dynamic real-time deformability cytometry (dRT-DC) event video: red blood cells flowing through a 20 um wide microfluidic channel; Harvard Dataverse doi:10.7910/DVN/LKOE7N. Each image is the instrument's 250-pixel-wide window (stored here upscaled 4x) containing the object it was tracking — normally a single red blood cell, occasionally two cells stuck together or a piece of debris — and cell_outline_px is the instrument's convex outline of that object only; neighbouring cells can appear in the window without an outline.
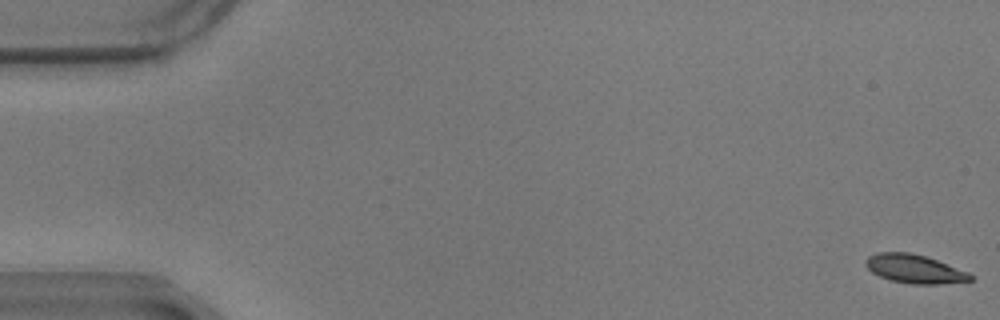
{"species": "common noctule bat (a hibernating species)", "species_latin": "Nyctalus noctula", "temperature_condition": "warm", "stored_images_in_passage": 59, "camera_frame_rate_fps": 3000, "um_per_image_px": 0.085, "animal": {"sex": "male", "body_mass_g": 17.9}, "frame": {"image": 1, "passage_image": 1, "time_ms": 0.0, "image_size_px": [1000, 320], "cell_outline_px": [[972, 280], [940, 284], [912, 284], [892, 280], [880, 276], [872, 272], [864, 264], [864, 260], [868, 256], [876, 252], [908, 252], [924, 256], [936, 260], [968, 272], [972, 276]], "centroid_in_image_um": [77.69, 22.85], "position_along_channel_um": 7.3, "area_um2": 17.28}}
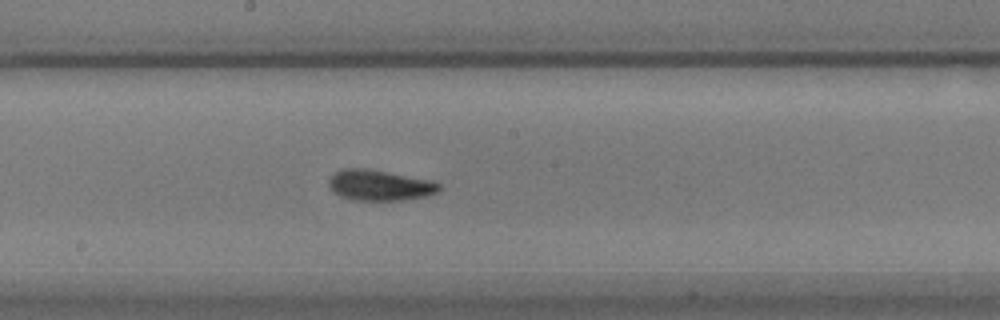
{"frame": {"image": 2, "passage_image": 32, "time_ms": 10.333, "image_size_px": [1000, 320], "cell_outline_px": [[440, 188], [436, 192], [424, 196], [400, 200], [352, 200], [340, 196], [332, 192], [328, 184], [328, 180], [336, 172], [344, 168], [368, 168], [432, 180], [440, 184]], "centroid_in_image_um": [32.23, 15.74], "position_along_channel_um": 216.0, "area_um2": 19.71}}
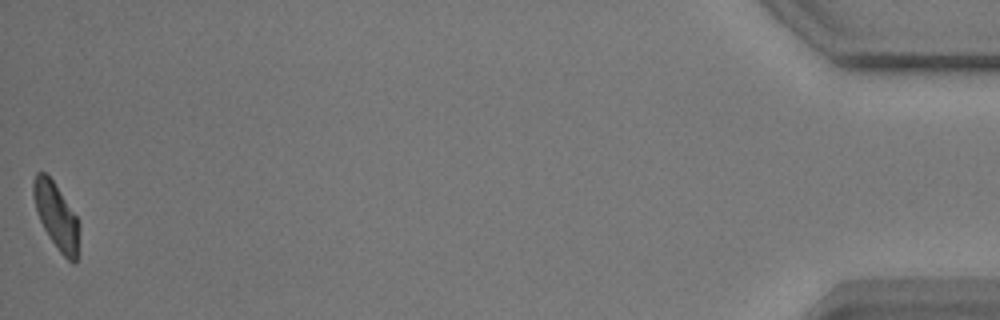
{"frame": {"image": 3, "passage_image": 59, "time_ms": 19.333, "image_size_px": [1000, 320], "cell_outline_px": [[80, 228], [76, 264], [72, 264], [60, 252], [48, 236], [40, 220], [32, 196], [32, 180], [36, 172], [44, 172], [52, 180], [76, 216], [80, 224]], "centroid_in_image_um": [4.78, 18.38], "position_along_channel_um": 430.4, "area_um2": 17.57}, "authors_computed_cell_mechanics": {"area_um2": 18.4382, "velocity_mm_per_s": 3.439, "shape_relaxation_time_tau1_ms": 3.7945, "shape_relaxation_time_tau2_ms": 2.128, "deformation_change_tau1": 0.1497, "deformation_change_tau2": 0.0864}}